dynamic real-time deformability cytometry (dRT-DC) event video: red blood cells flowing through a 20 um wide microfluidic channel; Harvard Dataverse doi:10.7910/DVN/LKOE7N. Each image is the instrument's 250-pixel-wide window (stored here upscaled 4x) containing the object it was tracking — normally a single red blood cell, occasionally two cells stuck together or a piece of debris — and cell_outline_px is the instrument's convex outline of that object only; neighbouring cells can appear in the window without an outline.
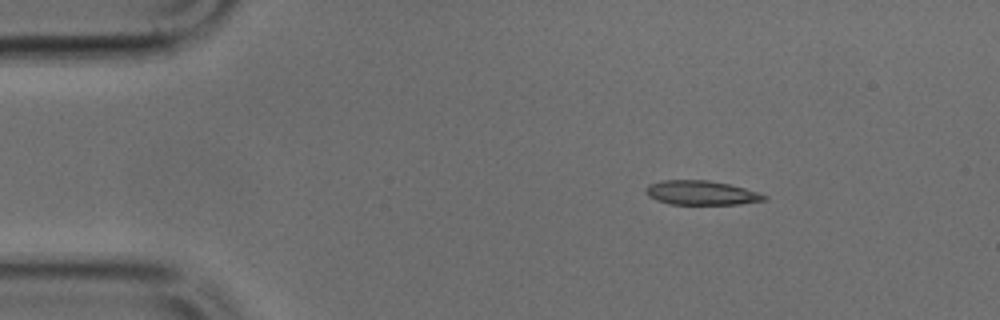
{"species": "common noctule bat (a hibernating species)", "species_latin": "Nyctalus noctula", "temperature_condition": "cold", "stored_images_in_passage": 42, "camera_frame_rate_fps": 3000, "um_per_image_px": 0.085, "animal": {"sex": "male", "body_mass_g": 17.9, "forearm_length_mm": 54.2}, "frame": {"image": 1, "passage_image": 1, "time_ms": 0.0, "image_size_px": [1000, 320], "cell_outline_px": [[768, 200], [740, 204], [672, 204], [656, 200], [648, 196], [644, 192], [644, 188], [648, 184], [664, 180], [708, 180], [728, 184], [744, 188], [768, 196]], "centroid_in_image_um": [59.58, 16.39], "position_along_channel_um": 25.4, "area_um2": 16.76}}
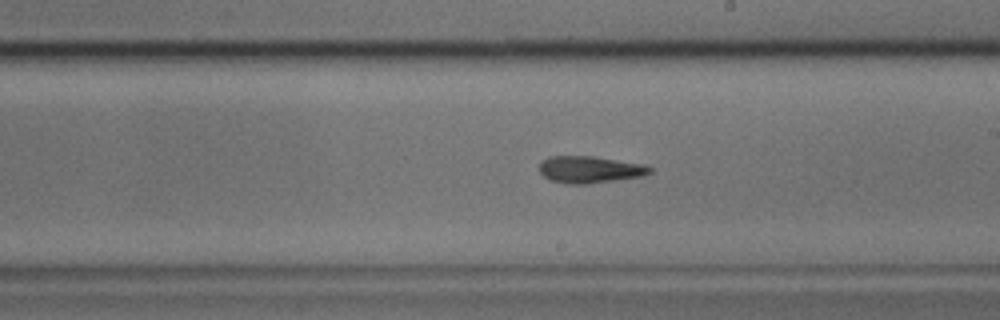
{"frame": {"image": 2, "passage_image": 21, "time_ms": 6.667, "image_size_px": [1000, 320], "cell_outline_px": [[652, 172], [644, 176], [588, 184], [568, 184], [548, 180], [540, 172], [540, 160], [548, 156], [592, 156], [644, 164], [652, 168]], "centroid_in_image_um": [50.12, 14.41], "position_along_channel_um": 238.9, "area_um2": 17.51}}
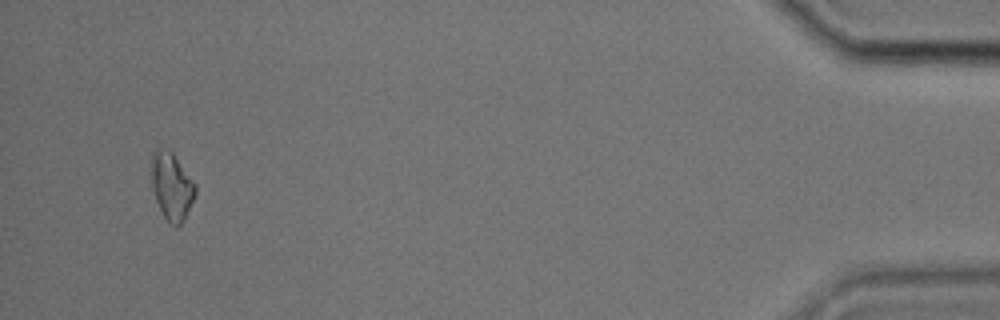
{"frame": {"image": 3, "passage_image": 40, "time_ms": 13.0, "image_size_px": [1000, 320], "cell_outline_px": [[196, 192], [184, 220], [176, 228], [168, 224], [156, 200], [152, 188], [152, 152], [156, 148], [160, 148], [172, 152], [196, 184]], "centroid_in_image_um": [14.59, 15.86], "position_along_channel_um": 420.6, "area_um2": 17.11}}